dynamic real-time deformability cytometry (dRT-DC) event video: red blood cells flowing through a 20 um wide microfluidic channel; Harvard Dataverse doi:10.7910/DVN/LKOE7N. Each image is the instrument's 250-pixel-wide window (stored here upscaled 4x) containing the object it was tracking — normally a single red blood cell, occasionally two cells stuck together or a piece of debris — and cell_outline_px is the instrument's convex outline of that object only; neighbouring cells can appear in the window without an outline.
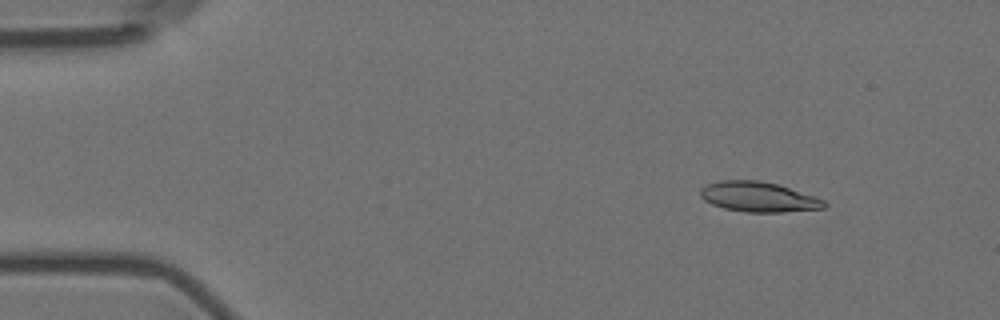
{"species": "Egyptian fruit bat (a non-hibernating species)", "species_latin": "Rousettus aegyptiacus", "temperature_condition": "room temperature", "stored_images_in_passage": 6, "camera_frame_rate_fps": 3000, "um_per_image_px": 0.085, "animal": {"sex": "female"}, "frame": {"image": 1, "passage_image": 2, "time_ms": 1.0, "image_size_px": [1000, 320], "cell_outline_px": [[828, 204], [824, 208], [780, 212], [744, 212], [724, 208], [712, 204], [704, 200], [700, 196], [700, 188], [708, 184], [720, 180], [760, 180], [776, 184], [816, 196], [824, 200]], "centroid_in_image_um": [64.46, 16.73], "position_along_channel_um": 20.5, "area_um2": 21.68}}
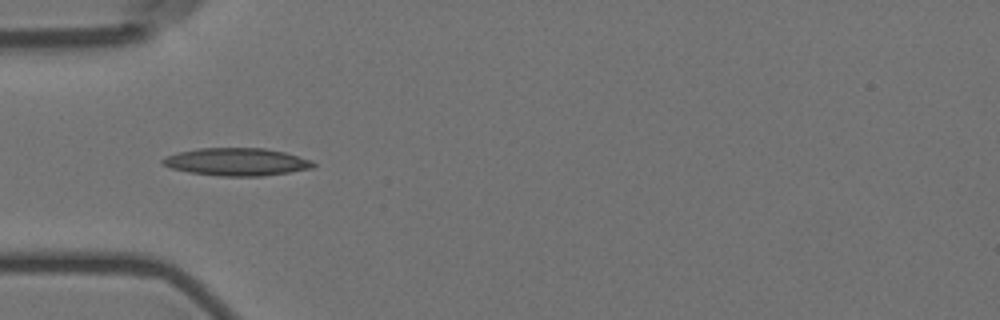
{"frame": {"image": 2, "passage_image": 5, "time_ms": 4.667, "image_size_px": [1000, 320], "cell_outline_px": [[316, 164], [312, 168], [288, 172], [260, 176], [220, 176], [188, 172], [172, 168], [160, 164], [160, 160], [176, 152], [196, 148], [264, 148], [284, 152], [312, 160]], "centroid_in_image_um": [20.08, 13.75], "position_along_channel_um": 64.9, "area_um2": 24.28}}
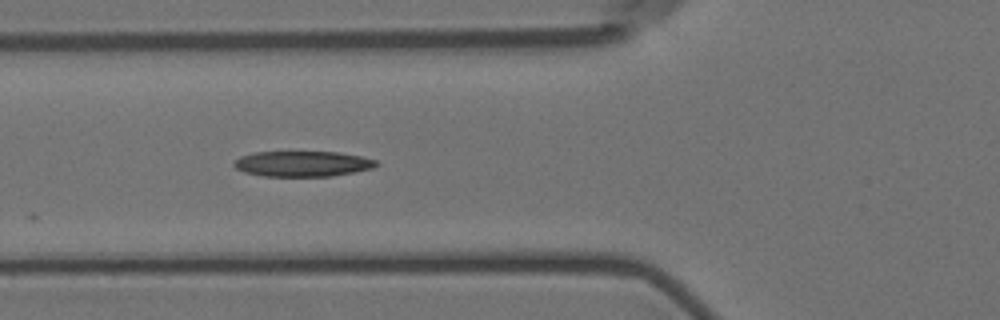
{"frame": {"image": 3, "passage_image": 6, "time_ms": 5.667, "image_size_px": [1000, 320], "cell_outline_px": [[380, 164], [372, 168], [332, 176], [264, 176], [244, 172], [236, 168], [232, 164], [240, 156], [256, 152], [336, 152], [360, 156], [376, 160]], "centroid_in_image_um": [25.7, 13.92], "position_along_channel_um": 100.1, "area_um2": 20.98}}